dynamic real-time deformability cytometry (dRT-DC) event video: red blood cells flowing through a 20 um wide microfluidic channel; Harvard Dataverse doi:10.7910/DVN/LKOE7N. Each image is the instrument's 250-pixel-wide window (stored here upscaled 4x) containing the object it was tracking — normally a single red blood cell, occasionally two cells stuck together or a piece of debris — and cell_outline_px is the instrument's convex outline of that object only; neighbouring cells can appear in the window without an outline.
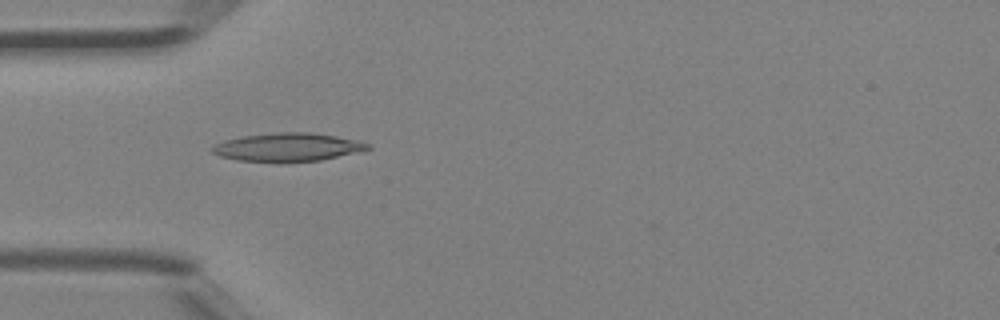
{"species": "Egyptian fruit bat (a non-hibernating species)", "species_latin": "Rousettus aegyptiacus", "temperature_condition": "room temperature", "stored_images_in_passage": 5, "camera_frame_rate_fps": 3000, "um_per_image_px": 0.085, "animal": {"sex": "female"}, "frame": {"image": 1, "passage_image": 4, "time_ms": 1.0, "image_size_px": [1000, 320], "cell_outline_px": [[372, 148], [360, 152], [320, 160], [280, 164], [276, 164], [236, 160], [220, 156], [212, 152], [212, 148], [216, 144], [224, 140], [240, 136], [276, 132], [308, 132], [336, 136], [356, 140], [372, 144]], "centroid_in_image_um": [24.46, 12.54], "position_along_channel_um": 60.5, "area_um2": 26.41}}
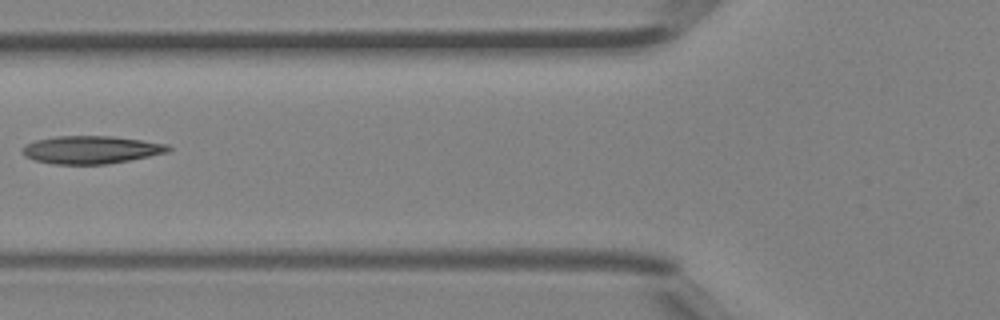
{"frame": {"image": 2, "passage_image": 5, "time_ms": 1.333, "image_size_px": [1000, 320], "cell_outline_px": [[172, 148], [168, 152], [108, 164], [56, 164], [36, 160], [24, 156], [20, 152], [20, 148], [24, 144], [36, 140], [56, 136], [112, 136], [168, 144]], "centroid_in_image_um": [7.69, 12.72], "position_along_channel_um": 118.1, "area_um2": 23.64}}